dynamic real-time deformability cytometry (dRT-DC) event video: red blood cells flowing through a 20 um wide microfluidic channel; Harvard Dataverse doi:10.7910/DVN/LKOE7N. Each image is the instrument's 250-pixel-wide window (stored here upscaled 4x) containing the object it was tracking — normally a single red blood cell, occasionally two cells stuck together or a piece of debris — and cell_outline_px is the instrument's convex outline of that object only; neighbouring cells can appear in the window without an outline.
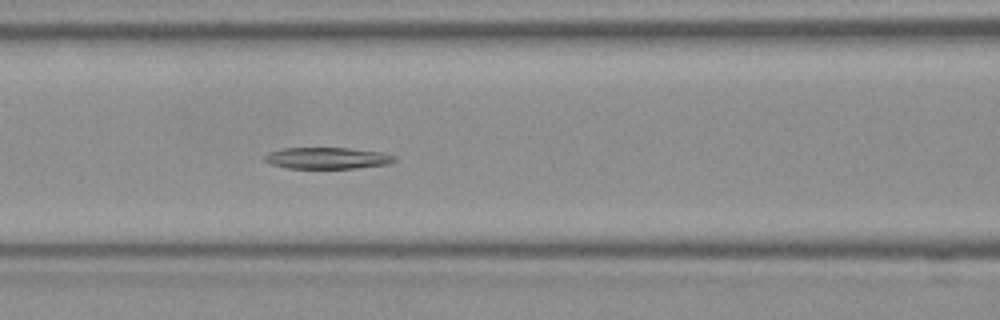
{"species": "Egyptian fruit bat (a non-hibernating species)", "species_latin": "Rousettus aegyptiacus", "temperature_condition": "room temperature", "stored_images_in_passage": 50, "camera_frame_rate_fps": 3000, "um_per_image_px": 0.085, "frame": {"image": 1, "passage_image": 20, "time_ms": 6.333, "image_size_px": [1000, 320], "cell_outline_px": [[396, 160], [388, 164], [356, 168], [288, 168], [272, 164], [264, 160], [264, 156], [268, 152], [280, 148], [348, 148], [384, 152], [396, 156]], "centroid_in_image_um": [27.83, 13.43], "position_along_channel_um": 138.8, "area_um2": 16.3}}
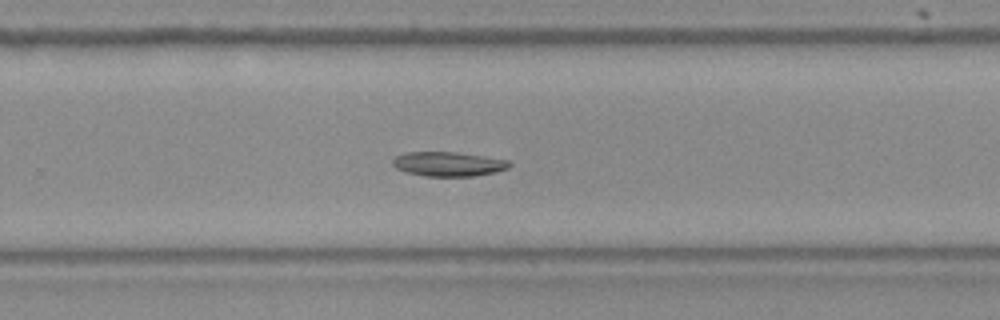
{"frame": {"image": 2, "passage_image": 32, "time_ms": 10.333, "image_size_px": [1000, 320], "cell_outline_px": [[512, 164], [508, 168], [496, 172], [472, 176], [424, 176], [408, 172], [396, 168], [392, 164], [392, 160], [396, 156], [404, 152], [456, 152], [484, 156], [508, 160]], "centroid_in_image_um": [38.11, 13.93], "position_along_channel_um": 291.7, "area_um2": 16.59}}
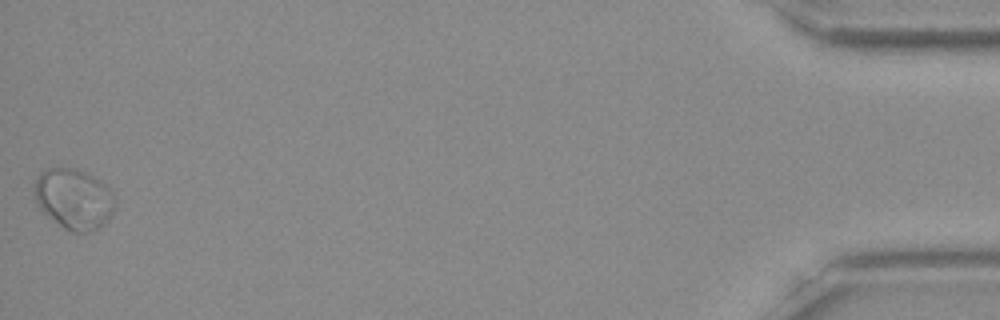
{"frame": {"image": 3, "passage_image": 50, "time_ms": 16.333, "image_size_px": [1000, 320], "cell_outline_px": [[116, 208], [108, 220], [104, 224], [92, 232], [72, 232], [64, 228], [44, 212], [36, 204], [36, 180], [40, 172], [44, 168], [76, 168], [100, 180], [112, 188], [116, 200]], "centroid_in_image_um": [6.35, 16.91], "position_along_channel_um": 428.9, "area_um2": 28.61}, "authors_computed_cell_mechanics": {"area_um2": 20.1433, "velocity_mm_per_s": 3.8304, "shape_relaxation_time_tau1_ms": null, "shape_relaxation_time_tau2_ms": 3.5592, "deformation_change_tau1": null, "deformation_change_tau2": 0.0195}}